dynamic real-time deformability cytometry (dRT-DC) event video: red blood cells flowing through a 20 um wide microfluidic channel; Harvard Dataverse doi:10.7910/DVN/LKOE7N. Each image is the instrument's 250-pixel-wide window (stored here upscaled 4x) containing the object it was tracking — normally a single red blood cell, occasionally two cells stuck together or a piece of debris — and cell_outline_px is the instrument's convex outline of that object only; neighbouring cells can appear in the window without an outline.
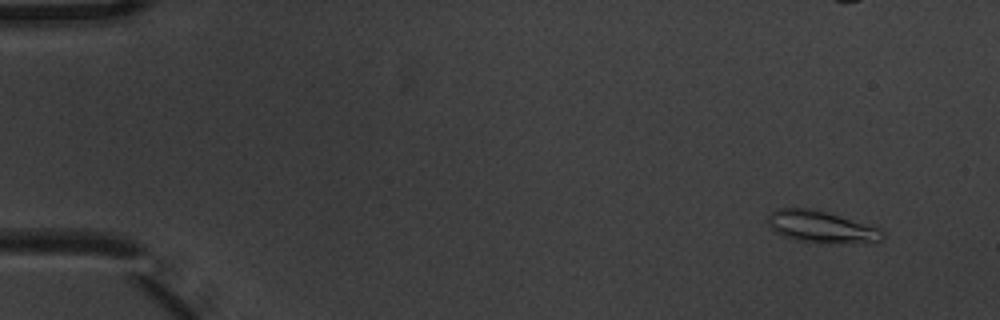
{"species": "common noctule bat (a hibernating species)", "species_latin": "Nyctalus noctula", "temperature_condition": "warm", "stored_images_in_passage": 6, "camera_frame_rate_fps": 3000, "um_per_image_px": 0.085, "animal": {"sex": "male", "body_mass_g": 20.1, "forearm_length_mm": 53.5}, "frame": {"image": 1, "passage_image": 2, "time_ms": 0.333, "image_size_px": [1000, 320], "cell_outline_px": [[884, 236], [880, 240], [796, 240], [784, 236], [768, 228], [768, 216], [776, 208], [808, 208], [824, 212], [880, 228], [884, 232]], "centroid_in_image_um": [69.66, 19.21], "position_along_channel_um": 15.3, "area_um2": 19.71}}
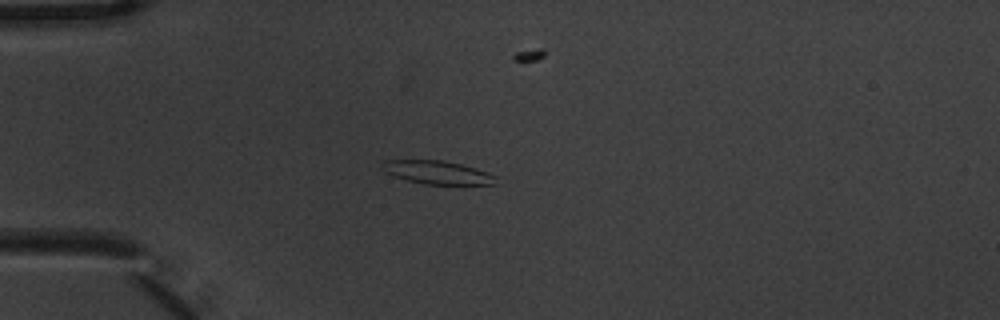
{"frame": {"image": 2, "passage_image": 5, "time_ms": 1.333, "image_size_px": [1000, 320], "cell_outline_px": [[500, 176], [492, 184], [424, 184], [392, 176], [384, 172], [380, 168], [384, 160], [444, 160], [460, 164]], "centroid_in_image_um": [37.13, 14.65], "position_along_channel_um": 47.9, "area_um2": 15.43}}